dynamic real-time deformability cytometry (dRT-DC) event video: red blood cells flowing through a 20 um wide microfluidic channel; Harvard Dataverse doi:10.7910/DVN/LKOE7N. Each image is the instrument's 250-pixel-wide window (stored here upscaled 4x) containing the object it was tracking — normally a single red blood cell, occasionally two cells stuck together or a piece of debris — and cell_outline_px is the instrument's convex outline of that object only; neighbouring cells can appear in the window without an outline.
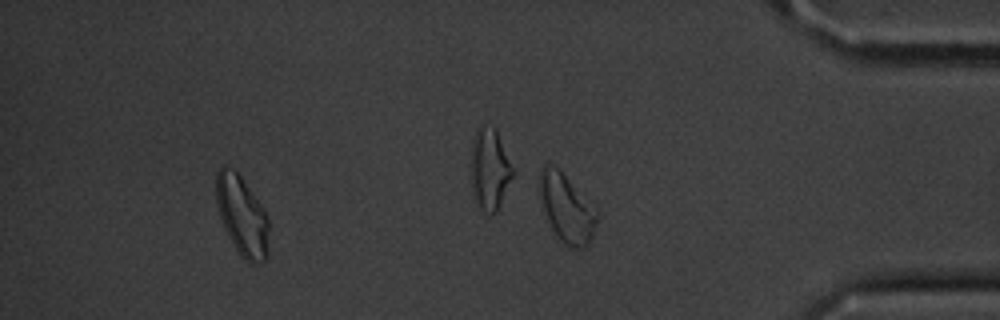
{"species": "common noctule bat (a hibernating species)", "species_latin": "Nyctalus noctula", "temperature_condition": "cold", "stored_images_in_passage": 45, "segment_of_instrument_passage": [2, 2], "camera_frame_rate_fps": 3000, "um_per_image_px": 0.085, "animal": {"sex": "male", "body_mass_g": 20.1, "forearm_length_mm": 53.5}, "frame": {"image": 1, "passage_image": 45, "time_ms": 14.667, "image_size_px": [1000, 320], "cell_outline_px": [[600, 216], [592, 236], [588, 244], [584, 248], [572, 248], [556, 240], [548, 220], [536, 184], [536, 176], [540, 168], [544, 164], [552, 164], [592, 200], [600, 212]], "centroid_in_image_um": [48.17, 17.67], "position_along_channel_um": 387.0, "area_um2": 23.87}}